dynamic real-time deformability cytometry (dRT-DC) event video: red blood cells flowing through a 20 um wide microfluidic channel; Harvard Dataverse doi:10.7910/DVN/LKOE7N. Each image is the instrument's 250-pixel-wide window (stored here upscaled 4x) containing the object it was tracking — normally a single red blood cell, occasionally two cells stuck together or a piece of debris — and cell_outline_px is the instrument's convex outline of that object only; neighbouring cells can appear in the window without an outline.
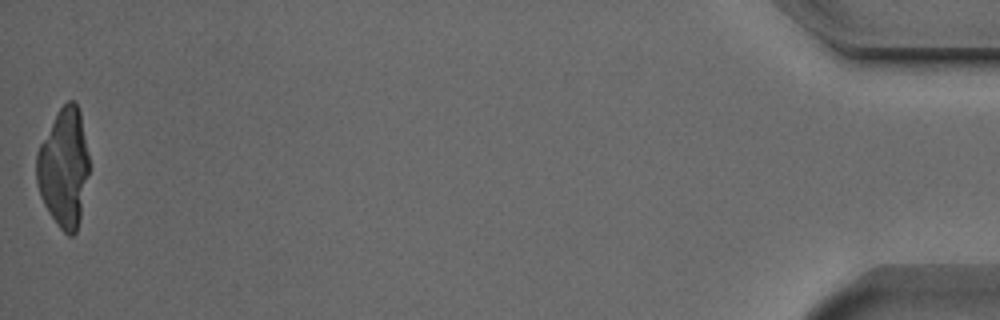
{"species": "Egyptian fruit bat (a non-hibernating species)", "species_latin": "Rousettus aegyptiacus", "temperature_condition": "cold", "stored_images_in_passage": 54, "camera_frame_rate_fps": 3000, "um_per_image_px": 0.085, "animal": {"sex": "male"}, "frame": {"image": 1, "passage_image": 54, "time_ms": 17.667, "image_size_px": [1000, 320], "cell_outline_px": [[88, 172], [80, 216], [76, 232], [72, 236], [68, 236], [60, 228], [48, 212], [40, 196], [36, 184], [36, 152], [56, 112], [68, 100], [72, 100], [76, 104], [80, 112], [88, 152]], "centroid_in_image_um": [5.4, 14.25], "position_along_channel_um": 429.8, "area_um2": 36.18}}